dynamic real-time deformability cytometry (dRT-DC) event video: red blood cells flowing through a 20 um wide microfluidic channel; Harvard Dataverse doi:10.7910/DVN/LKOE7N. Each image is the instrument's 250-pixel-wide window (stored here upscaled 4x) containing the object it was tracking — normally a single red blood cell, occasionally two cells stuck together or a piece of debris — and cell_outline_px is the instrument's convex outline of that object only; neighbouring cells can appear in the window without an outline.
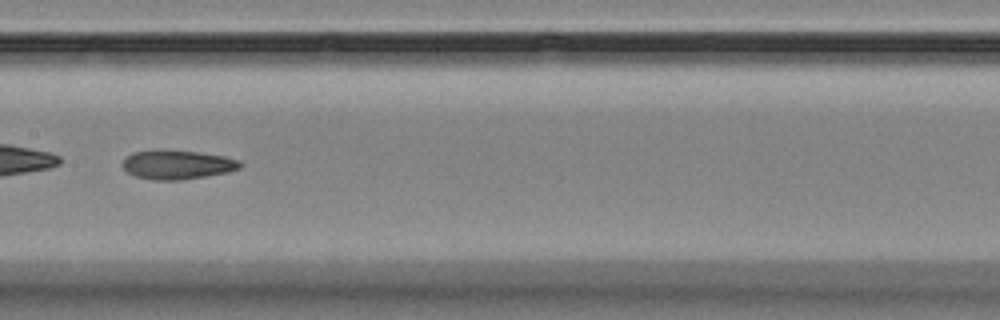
{"species": "Egyptian fruit bat (a non-hibernating species)", "species_latin": "Rousettus aegyptiacus", "temperature_condition": "room temperature", "stored_images_in_passage": 7, "camera_frame_rate_fps": 3000, "um_per_image_px": 0.085, "animal": {"sex": "female"}, "frame": {"image": 1, "passage_image": 6, "time_ms": 6.0, "image_size_px": [1000, 320], "cell_outline_px": [[244, 164], [240, 168], [228, 172], [180, 180], [152, 180], [136, 176], [128, 172], [120, 164], [132, 152], [164, 148], [196, 152], [224, 156], [240, 160]], "centroid_in_image_um": [15.06, 13.97], "position_along_channel_um": 192.3, "area_um2": 20.17}}